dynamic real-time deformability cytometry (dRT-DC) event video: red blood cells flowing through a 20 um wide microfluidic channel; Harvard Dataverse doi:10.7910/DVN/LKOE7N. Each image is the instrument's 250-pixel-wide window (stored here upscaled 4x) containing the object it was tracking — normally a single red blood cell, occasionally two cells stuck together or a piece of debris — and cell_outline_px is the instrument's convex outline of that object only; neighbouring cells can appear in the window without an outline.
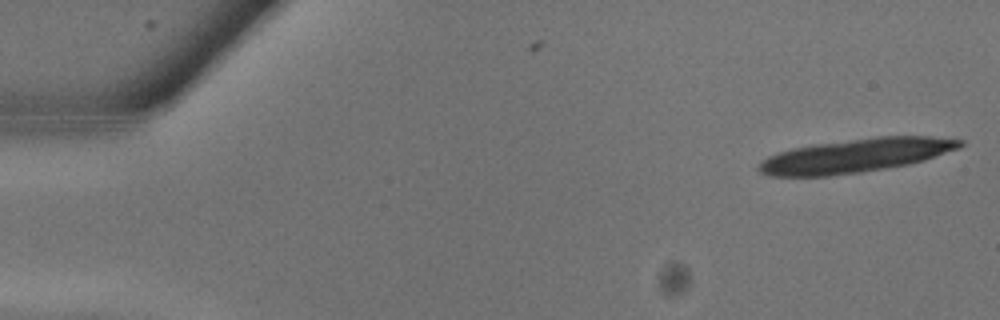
{"species": "common noctule bat (a hibernating species)", "species_latin": "Nyctalus noctula", "temperature_condition": "warm", "stored_images_in_passage": 2, "camera_frame_rate_fps": 3000, "um_per_image_px": 0.085, "animal": {"sex": "male", "body_mass_g": 13.3}, "frame": {"image": 1, "passage_image": 2, "time_ms": 0.333, "image_size_px": [1000, 320], "cell_outline_px": [[964, 144], [960, 148], [924, 160], [908, 164], [860, 172], [828, 176], [768, 176], [756, 172], [756, 168], [768, 156], [792, 148], [816, 144], [876, 136], [932, 136], [964, 140]], "centroid_in_image_um": [72.73, 13.22], "position_along_channel_um": 12.3, "area_um2": 39.54}}